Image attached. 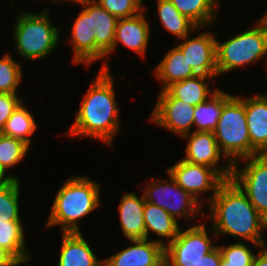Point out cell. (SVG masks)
<instances>
[{"mask_svg": "<svg viewBox=\"0 0 267 266\" xmlns=\"http://www.w3.org/2000/svg\"><path fill=\"white\" fill-rule=\"evenodd\" d=\"M154 77L163 85L165 90L174 82L182 81L197 75L188 64L183 52L177 47H172L154 69Z\"/></svg>", "mask_w": 267, "mask_h": 266, "instance_id": "21", "label": "cell"}, {"mask_svg": "<svg viewBox=\"0 0 267 266\" xmlns=\"http://www.w3.org/2000/svg\"><path fill=\"white\" fill-rule=\"evenodd\" d=\"M252 266H267V249L261 248L256 254Z\"/></svg>", "mask_w": 267, "mask_h": 266, "instance_id": "38", "label": "cell"}, {"mask_svg": "<svg viewBox=\"0 0 267 266\" xmlns=\"http://www.w3.org/2000/svg\"><path fill=\"white\" fill-rule=\"evenodd\" d=\"M187 35L176 46L183 52L188 64L199 75L218 76L216 65V36L206 30L193 38Z\"/></svg>", "mask_w": 267, "mask_h": 266, "instance_id": "13", "label": "cell"}, {"mask_svg": "<svg viewBox=\"0 0 267 266\" xmlns=\"http://www.w3.org/2000/svg\"><path fill=\"white\" fill-rule=\"evenodd\" d=\"M217 76L195 75L182 81L174 82L166 90L176 99L184 101L192 106H197L207 101L219 88H209V80H214ZM208 80V82H207Z\"/></svg>", "mask_w": 267, "mask_h": 266, "instance_id": "22", "label": "cell"}, {"mask_svg": "<svg viewBox=\"0 0 267 266\" xmlns=\"http://www.w3.org/2000/svg\"><path fill=\"white\" fill-rule=\"evenodd\" d=\"M70 33L69 42L74 52L73 64H84L88 68L92 63L102 60L101 70L105 71L106 55L95 45L91 16L83 7L75 17Z\"/></svg>", "mask_w": 267, "mask_h": 266, "instance_id": "14", "label": "cell"}, {"mask_svg": "<svg viewBox=\"0 0 267 266\" xmlns=\"http://www.w3.org/2000/svg\"><path fill=\"white\" fill-rule=\"evenodd\" d=\"M132 245L103 260V266H159L164 262V246L156 240H128Z\"/></svg>", "mask_w": 267, "mask_h": 266, "instance_id": "16", "label": "cell"}, {"mask_svg": "<svg viewBox=\"0 0 267 266\" xmlns=\"http://www.w3.org/2000/svg\"><path fill=\"white\" fill-rule=\"evenodd\" d=\"M157 100L149 121L180 138L192 132L195 106L174 98L166 89L159 92Z\"/></svg>", "mask_w": 267, "mask_h": 266, "instance_id": "11", "label": "cell"}, {"mask_svg": "<svg viewBox=\"0 0 267 266\" xmlns=\"http://www.w3.org/2000/svg\"><path fill=\"white\" fill-rule=\"evenodd\" d=\"M166 173L171 175L177 184L191 194L202 206L210 203L219 187L226 181L215 169L179 160L177 164L167 167ZM213 192L206 197L204 193ZM203 196H205L203 198Z\"/></svg>", "mask_w": 267, "mask_h": 266, "instance_id": "10", "label": "cell"}, {"mask_svg": "<svg viewBox=\"0 0 267 266\" xmlns=\"http://www.w3.org/2000/svg\"><path fill=\"white\" fill-rule=\"evenodd\" d=\"M221 259L222 257L220 250L216 245V247L210 253L202 256V259L193 266H220Z\"/></svg>", "mask_w": 267, "mask_h": 266, "instance_id": "35", "label": "cell"}, {"mask_svg": "<svg viewBox=\"0 0 267 266\" xmlns=\"http://www.w3.org/2000/svg\"><path fill=\"white\" fill-rule=\"evenodd\" d=\"M30 147L23 141L0 133V163L8 170L22 162Z\"/></svg>", "mask_w": 267, "mask_h": 266, "instance_id": "30", "label": "cell"}, {"mask_svg": "<svg viewBox=\"0 0 267 266\" xmlns=\"http://www.w3.org/2000/svg\"><path fill=\"white\" fill-rule=\"evenodd\" d=\"M144 206L143 194L139 198L135 192H128L121 197L117 210L120 216V226L126 239H146Z\"/></svg>", "mask_w": 267, "mask_h": 266, "instance_id": "18", "label": "cell"}, {"mask_svg": "<svg viewBox=\"0 0 267 266\" xmlns=\"http://www.w3.org/2000/svg\"><path fill=\"white\" fill-rule=\"evenodd\" d=\"M249 97H245V113L251 156L267 154V94L257 93Z\"/></svg>", "mask_w": 267, "mask_h": 266, "instance_id": "17", "label": "cell"}, {"mask_svg": "<svg viewBox=\"0 0 267 266\" xmlns=\"http://www.w3.org/2000/svg\"><path fill=\"white\" fill-rule=\"evenodd\" d=\"M206 229L204 221L184 231L180 228L178 235L164 246L168 266H193L210 253L216 246Z\"/></svg>", "mask_w": 267, "mask_h": 266, "instance_id": "8", "label": "cell"}, {"mask_svg": "<svg viewBox=\"0 0 267 266\" xmlns=\"http://www.w3.org/2000/svg\"><path fill=\"white\" fill-rule=\"evenodd\" d=\"M20 179L0 187V214L4 218H20Z\"/></svg>", "mask_w": 267, "mask_h": 266, "instance_id": "32", "label": "cell"}, {"mask_svg": "<svg viewBox=\"0 0 267 266\" xmlns=\"http://www.w3.org/2000/svg\"><path fill=\"white\" fill-rule=\"evenodd\" d=\"M264 230L267 231V218L265 219ZM262 248L267 249V243H266V240H264V242H263V244H262Z\"/></svg>", "mask_w": 267, "mask_h": 266, "instance_id": "40", "label": "cell"}, {"mask_svg": "<svg viewBox=\"0 0 267 266\" xmlns=\"http://www.w3.org/2000/svg\"><path fill=\"white\" fill-rule=\"evenodd\" d=\"M230 95L222 89L194 109V131L213 132L223 110V101Z\"/></svg>", "mask_w": 267, "mask_h": 266, "instance_id": "28", "label": "cell"}, {"mask_svg": "<svg viewBox=\"0 0 267 266\" xmlns=\"http://www.w3.org/2000/svg\"><path fill=\"white\" fill-rule=\"evenodd\" d=\"M159 266H168V264L164 261L161 265Z\"/></svg>", "mask_w": 267, "mask_h": 266, "instance_id": "41", "label": "cell"}, {"mask_svg": "<svg viewBox=\"0 0 267 266\" xmlns=\"http://www.w3.org/2000/svg\"><path fill=\"white\" fill-rule=\"evenodd\" d=\"M23 101L17 93H0V132L13 111Z\"/></svg>", "mask_w": 267, "mask_h": 266, "instance_id": "34", "label": "cell"}, {"mask_svg": "<svg viewBox=\"0 0 267 266\" xmlns=\"http://www.w3.org/2000/svg\"><path fill=\"white\" fill-rule=\"evenodd\" d=\"M21 63L6 53L0 58V93H17L22 81Z\"/></svg>", "mask_w": 267, "mask_h": 266, "instance_id": "29", "label": "cell"}, {"mask_svg": "<svg viewBox=\"0 0 267 266\" xmlns=\"http://www.w3.org/2000/svg\"><path fill=\"white\" fill-rule=\"evenodd\" d=\"M143 217L146 239L149 237V232L154 233L159 239L157 241L163 246L170 243L180 231L181 227L178 221L175 220L167 211L153 203L145 201Z\"/></svg>", "mask_w": 267, "mask_h": 266, "instance_id": "23", "label": "cell"}, {"mask_svg": "<svg viewBox=\"0 0 267 266\" xmlns=\"http://www.w3.org/2000/svg\"><path fill=\"white\" fill-rule=\"evenodd\" d=\"M247 245L243 242L219 245L222 257L220 266H252L256 255Z\"/></svg>", "mask_w": 267, "mask_h": 266, "instance_id": "31", "label": "cell"}, {"mask_svg": "<svg viewBox=\"0 0 267 266\" xmlns=\"http://www.w3.org/2000/svg\"><path fill=\"white\" fill-rule=\"evenodd\" d=\"M58 266H103L81 232L62 233Z\"/></svg>", "mask_w": 267, "mask_h": 266, "instance_id": "19", "label": "cell"}, {"mask_svg": "<svg viewBox=\"0 0 267 266\" xmlns=\"http://www.w3.org/2000/svg\"><path fill=\"white\" fill-rule=\"evenodd\" d=\"M22 223L20 218H4L0 214V246L8 250L21 264H27L32 256L25 244Z\"/></svg>", "mask_w": 267, "mask_h": 266, "instance_id": "24", "label": "cell"}, {"mask_svg": "<svg viewBox=\"0 0 267 266\" xmlns=\"http://www.w3.org/2000/svg\"><path fill=\"white\" fill-rule=\"evenodd\" d=\"M213 134L221 153L232 165L239 160L251 157L245 97L230 94L223 101V110Z\"/></svg>", "mask_w": 267, "mask_h": 266, "instance_id": "6", "label": "cell"}, {"mask_svg": "<svg viewBox=\"0 0 267 266\" xmlns=\"http://www.w3.org/2000/svg\"><path fill=\"white\" fill-rule=\"evenodd\" d=\"M168 179H150L143 188L146 202L153 203L167 211L175 220L201 218L203 206L169 175Z\"/></svg>", "mask_w": 267, "mask_h": 266, "instance_id": "7", "label": "cell"}, {"mask_svg": "<svg viewBox=\"0 0 267 266\" xmlns=\"http://www.w3.org/2000/svg\"><path fill=\"white\" fill-rule=\"evenodd\" d=\"M50 2H53V3H59L60 1L62 2V1H69V2H73L74 3V5H75V3L76 4H79L81 7L83 6V5H85L86 3H88V2H90V1H92V0H49ZM59 1V2H58Z\"/></svg>", "mask_w": 267, "mask_h": 266, "instance_id": "39", "label": "cell"}, {"mask_svg": "<svg viewBox=\"0 0 267 266\" xmlns=\"http://www.w3.org/2000/svg\"><path fill=\"white\" fill-rule=\"evenodd\" d=\"M181 138L185 139L187 143L183 160L193 164L211 167L225 180L231 178L233 165L221 153L213 132L192 131L183 135ZM222 157L227 161L226 164H223L224 166L219 163Z\"/></svg>", "mask_w": 267, "mask_h": 266, "instance_id": "12", "label": "cell"}, {"mask_svg": "<svg viewBox=\"0 0 267 266\" xmlns=\"http://www.w3.org/2000/svg\"><path fill=\"white\" fill-rule=\"evenodd\" d=\"M212 220V238L229 235L250 242L253 247L262 248L265 219L259 214L248 197L231 180H226L209 204Z\"/></svg>", "mask_w": 267, "mask_h": 266, "instance_id": "1", "label": "cell"}, {"mask_svg": "<svg viewBox=\"0 0 267 266\" xmlns=\"http://www.w3.org/2000/svg\"><path fill=\"white\" fill-rule=\"evenodd\" d=\"M91 16L95 31V45L107 55L114 47L115 30L118 18L109 13L94 0L82 6Z\"/></svg>", "mask_w": 267, "mask_h": 266, "instance_id": "20", "label": "cell"}, {"mask_svg": "<svg viewBox=\"0 0 267 266\" xmlns=\"http://www.w3.org/2000/svg\"><path fill=\"white\" fill-rule=\"evenodd\" d=\"M21 263L5 248L0 246V266H18Z\"/></svg>", "mask_w": 267, "mask_h": 266, "instance_id": "36", "label": "cell"}, {"mask_svg": "<svg viewBox=\"0 0 267 266\" xmlns=\"http://www.w3.org/2000/svg\"><path fill=\"white\" fill-rule=\"evenodd\" d=\"M138 1L145 7L143 0H138Z\"/></svg>", "mask_w": 267, "mask_h": 266, "instance_id": "42", "label": "cell"}, {"mask_svg": "<svg viewBox=\"0 0 267 266\" xmlns=\"http://www.w3.org/2000/svg\"><path fill=\"white\" fill-rule=\"evenodd\" d=\"M49 14V8L38 13L20 9L12 38L21 58L37 61L52 54L57 48L61 28L51 23Z\"/></svg>", "mask_w": 267, "mask_h": 266, "instance_id": "4", "label": "cell"}, {"mask_svg": "<svg viewBox=\"0 0 267 266\" xmlns=\"http://www.w3.org/2000/svg\"><path fill=\"white\" fill-rule=\"evenodd\" d=\"M255 23L224 42L216 40L218 76L253 63L255 65L267 57V17L262 15Z\"/></svg>", "mask_w": 267, "mask_h": 266, "instance_id": "5", "label": "cell"}, {"mask_svg": "<svg viewBox=\"0 0 267 266\" xmlns=\"http://www.w3.org/2000/svg\"><path fill=\"white\" fill-rule=\"evenodd\" d=\"M7 168L4 167L1 163H0V187L1 186H5V185H9L11 183H14L17 179H19L17 177V175H12V174H6L7 173ZM6 174V175H5Z\"/></svg>", "mask_w": 267, "mask_h": 266, "instance_id": "37", "label": "cell"}, {"mask_svg": "<svg viewBox=\"0 0 267 266\" xmlns=\"http://www.w3.org/2000/svg\"><path fill=\"white\" fill-rule=\"evenodd\" d=\"M24 104L25 102L23 100L6 121L0 133L19 139L30 147L32 143L31 136L36 132L38 125L34 116L27 110L28 108Z\"/></svg>", "mask_w": 267, "mask_h": 266, "instance_id": "27", "label": "cell"}, {"mask_svg": "<svg viewBox=\"0 0 267 266\" xmlns=\"http://www.w3.org/2000/svg\"><path fill=\"white\" fill-rule=\"evenodd\" d=\"M197 27H209L217 19L220 0H169Z\"/></svg>", "mask_w": 267, "mask_h": 266, "instance_id": "26", "label": "cell"}, {"mask_svg": "<svg viewBox=\"0 0 267 266\" xmlns=\"http://www.w3.org/2000/svg\"><path fill=\"white\" fill-rule=\"evenodd\" d=\"M160 23L176 40L185 38L204 27H197L186 16L182 15L169 0H156Z\"/></svg>", "mask_w": 267, "mask_h": 266, "instance_id": "25", "label": "cell"}, {"mask_svg": "<svg viewBox=\"0 0 267 266\" xmlns=\"http://www.w3.org/2000/svg\"><path fill=\"white\" fill-rule=\"evenodd\" d=\"M145 9L138 15L129 18H119L116 24L115 39L113 49L106 55L105 71L109 69V58L115 51L119 43L134 51L137 55L146 56V51L150 39V26L146 20Z\"/></svg>", "mask_w": 267, "mask_h": 266, "instance_id": "15", "label": "cell"}, {"mask_svg": "<svg viewBox=\"0 0 267 266\" xmlns=\"http://www.w3.org/2000/svg\"><path fill=\"white\" fill-rule=\"evenodd\" d=\"M109 71L99 70L91 87L81 100L67 137H91L112 146L120 133V109L114 90V77ZM69 135V136H68Z\"/></svg>", "mask_w": 267, "mask_h": 266, "instance_id": "2", "label": "cell"}, {"mask_svg": "<svg viewBox=\"0 0 267 266\" xmlns=\"http://www.w3.org/2000/svg\"><path fill=\"white\" fill-rule=\"evenodd\" d=\"M241 161H246V165L243 168L238 165ZM230 179L248 197L259 214L266 219L267 154L251 156L234 163Z\"/></svg>", "mask_w": 267, "mask_h": 266, "instance_id": "9", "label": "cell"}, {"mask_svg": "<svg viewBox=\"0 0 267 266\" xmlns=\"http://www.w3.org/2000/svg\"><path fill=\"white\" fill-rule=\"evenodd\" d=\"M109 13L119 18L138 15L145 7L138 0H94Z\"/></svg>", "mask_w": 267, "mask_h": 266, "instance_id": "33", "label": "cell"}, {"mask_svg": "<svg viewBox=\"0 0 267 266\" xmlns=\"http://www.w3.org/2000/svg\"><path fill=\"white\" fill-rule=\"evenodd\" d=\"M100 188L89 176H70L56 193L45 227L59 225L62 233L81 232L79 220L102 206Z\"/></svg>", "mask_w": 267, "mask_h": 266, "instance_id": "3", "label": "cell"}]
</instances>
